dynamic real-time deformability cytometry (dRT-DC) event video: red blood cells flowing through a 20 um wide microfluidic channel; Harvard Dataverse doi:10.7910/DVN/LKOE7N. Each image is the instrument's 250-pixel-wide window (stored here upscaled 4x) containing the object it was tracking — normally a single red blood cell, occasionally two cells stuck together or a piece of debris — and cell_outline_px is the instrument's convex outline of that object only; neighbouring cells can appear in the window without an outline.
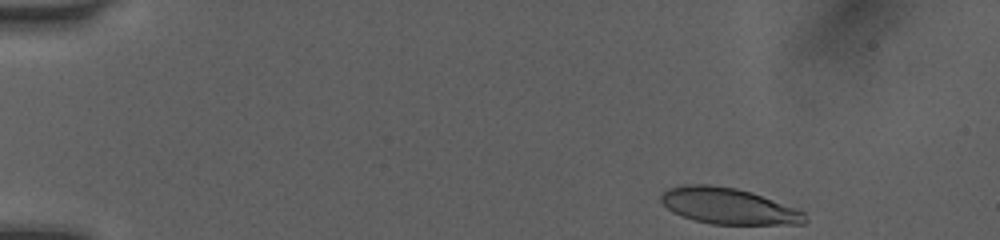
{"species": "human", "species_latin": "Homo sapiens", "temperature_condition": "room temperature", "stored_images_in_passage": 45, "camera_frame_rate_fps": 3000, "um_per_image_px": 0.085, "donor": {"sex": "female"}, "frame": {"image": 1, "passage_image": 1, "time_ms": 0.0, "image_size_px": [1000, 240], "cell_outline_px": [[808, 220], [804, 224], [712, 224], [696, 220], [672, 212], [660, 200], [660, 196], [668, 188], [684, 184], [708, 184], [736, 188], [752, 192], [796, 208], [804, 212]], "centroid_in_image_um": [61.93, 17.51], "position_along_channel_um": 23.1, "area_um2": 30.23}}
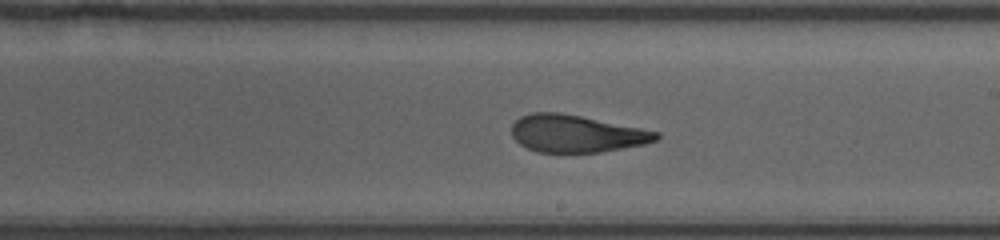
{"frame": {"image": 2, "passage_image": 25, "time_ms": 8.0, "image_size_px": [1000, 240], "cell_outline_px": [[660, 136], [656, 140], [644, 144], [600, 152], [536, 152], [520, 144], [512, 136], [512, 124], [520, 116], [532, 112], [560, 112], [660, 132]], "centroid_in_image_um": [48.96, 11.35], "position_along_channel_um": 240.0, "area_um2": 31.21}}
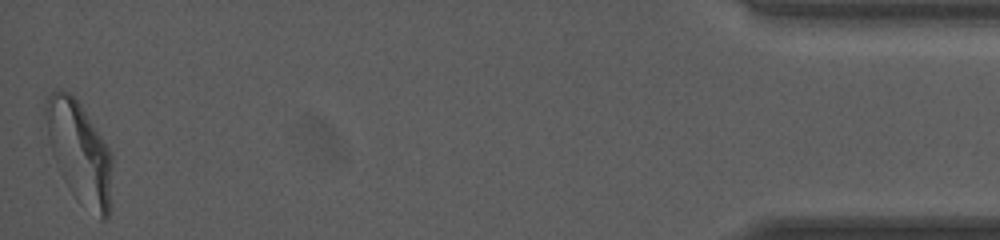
{"frame": {"image": 3, "passage_image": 45, "time_ms": 14.667, "image_size_px": [1000, 240], "cell_outline_px": [[112, 164], [108, 216], [104, 220], [100, 220], [64, 180], [52, 156], [48, 140], [44, 112], [44, 104], [52, 88], [60, 88], [68, 92], [80, 104], [112, 152]], "centroid_in_image_um": [6.72, 12.83], "position_along_channel_um": 428.5, "area_um2": 38.73}, "authors_computed_cell_mechanics": {"area_um2": 32.5414, "velocity_mm_per_s": 4.0578, "shape_relaxation_time_tau1_ms": null, "shape_relaxation_time_tau2_ms": 1.51, "deformation_change_tau1": null, "deformation_change_tau2": 0.0958}}